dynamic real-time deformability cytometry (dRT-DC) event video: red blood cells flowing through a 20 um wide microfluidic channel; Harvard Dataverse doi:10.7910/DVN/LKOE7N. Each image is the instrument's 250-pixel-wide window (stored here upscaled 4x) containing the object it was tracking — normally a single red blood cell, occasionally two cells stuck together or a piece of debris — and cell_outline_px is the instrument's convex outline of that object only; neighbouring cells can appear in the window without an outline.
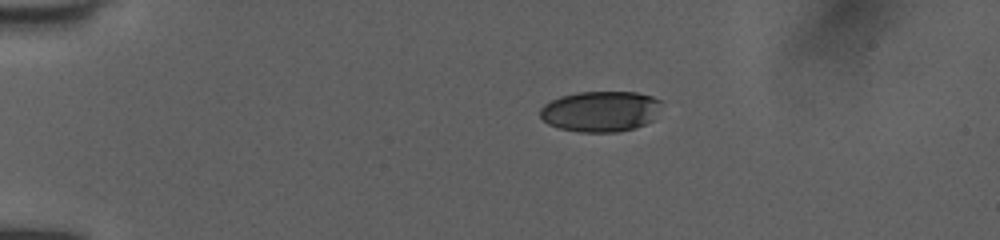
{"species": "human", "species_latin": "Homo sapiens", "temperature_condition": "room temperature", "stored_images_in_passage": 41, "camera_frame_rate_fps": 3000, "um_per_image_px": 0.085, "donor": {"sex": "female"}, "frame": {"image": 1, "passage_image": 1, "time_ms": 0.0, "image_size_px": [1000, 240], "cell_outline_px": [[660, 104], [652, 120], [636, 128], [616, 132], [580, 132], [560, 128], [548, 124], [540, 116], [540, 108], [544, 104], [560, 96], [576, 92], [636, 92], [652, 96], [660, 100]], "centroid_in_image_um": [51.01, 9.46], "position_along_channel_um": 34.0, "area_um2": 28.67}}
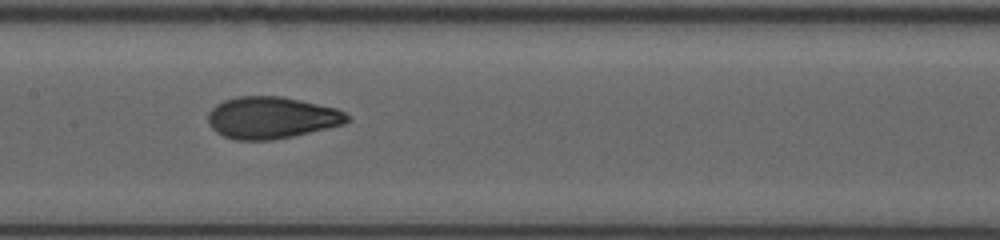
{"frame": {"image": 2, "passage_image": 17, "time_ms": 5.333, "image_size_px": [1000, 240], "cell_outline_px": [[348, 120], [344, 124], [292, 136], [272, 140], [236, 140], [224, 136], [216, 132], [208, 124], [208, 112], [216, 104], [224, 100], [236, 96], [284, 96], [336, 108], [344, 112], [348, 116]], "centroid_in_image_um": [23.04, 9.99], "position_along_channel_um": 184.4, "area_um2": 33.93}}
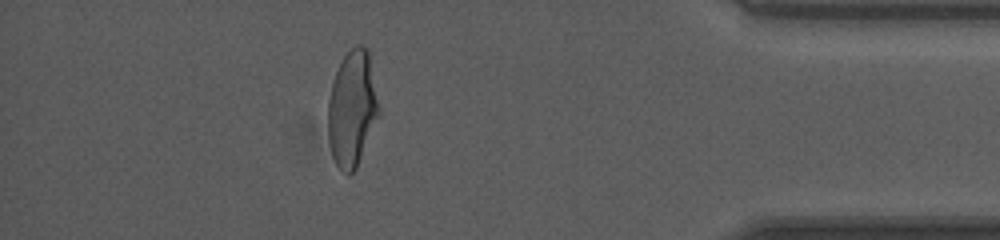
{"frame": {"image": 3, "passage_image": 36, "time_ms": 11.667, "image_size_px": [1000, 240], "cell_outline_px": [[380, 112], [356, 168], [348, 176], [336, 164], [332, 156], [328, 140], [328, 100], [332, 84], [336, 72], [344, 56], [356, 44], [360, 44], [368, 48], [380, 108]], "centroid_in_image_um": [29.93, 9.22], "position_along_channel_um": 405.3, "area_um2": 34.22}, "authors_computed_cell_mechanics": {"area_um2": 33.813, "velocity_mm_per_s": 4.058, "shape_relaxation_time_tau1_ms": 4.524, "shape_relaxation_time_tau2_ms": 0.8496, "deformation_change_tau1": 0.1741, "deformation_change_tau2": 0.0555}}